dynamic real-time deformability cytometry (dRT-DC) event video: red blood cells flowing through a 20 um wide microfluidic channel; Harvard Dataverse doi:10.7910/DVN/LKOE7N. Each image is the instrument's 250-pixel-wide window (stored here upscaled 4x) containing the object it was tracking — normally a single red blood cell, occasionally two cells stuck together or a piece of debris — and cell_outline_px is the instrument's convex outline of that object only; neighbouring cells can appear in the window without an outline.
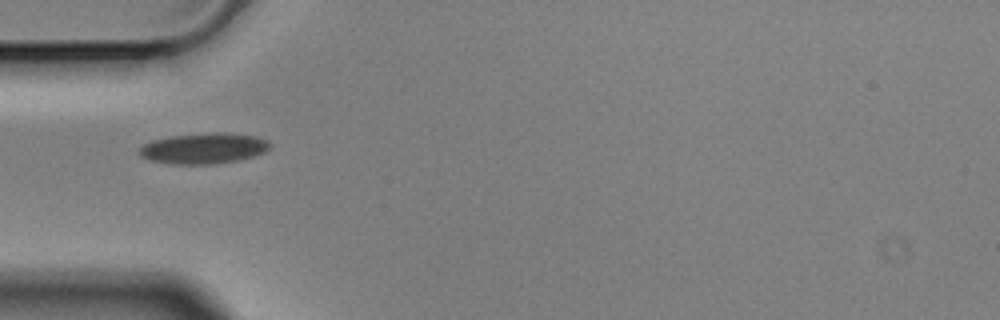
{"species": "Egyptian fruit bat (a non-hibernating species)", "species_latin": "Rousettus aegyptiacus", "temperature_condition": "cold", "stored_images_in_passage": 40, "camera_frame_rate_fps": 3000, "um_per_image_px": 0.085, "animal": {"sex": "male"}, "frame": {"image": 1, "passage_image": 1, "time_ms": 0.0, "image_size_px": [1000, 320], "cell_outline_px": [[272, 144], [264, 152], [252, 156], [236, 160], [216, 164], [172, 164], [148, 160], [140, 156], [136, 152], [144, 144], [152, 140], [172, 136], [216, 132], [224, 132], [256, 136], [268, 140]], "centroid_in_image_um": [17.29, 12.61], "position_along_channel_um": 67.7, "area_um2": 23.41}}
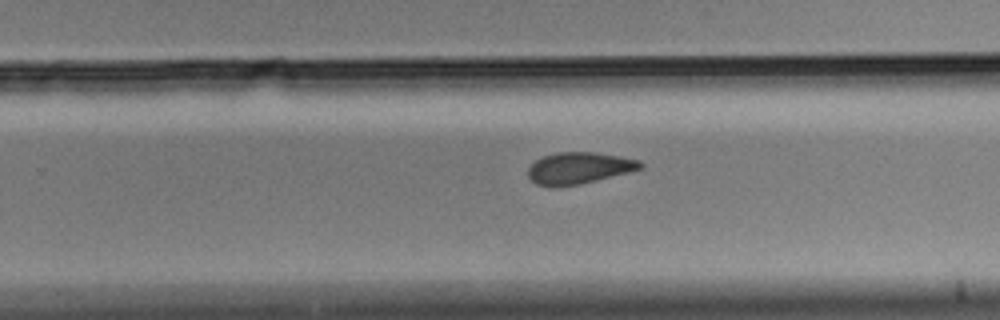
{"frame": {"image": 2, "passage_image": 19, "time_ms": 6.0, "image_size_px": [1000, 320], "cell_outline_px": [[644, 168], [580, 184], [556, 188], [548, 188], [536, 184], [528, 176], [528, 168], [536, 160], [544, 156], [556, 152], [592, 152], [640, 160], [644, 164]], "centroid_in_image_um": [49.18, 14.3], "position_along_channel_um": 280.6, "area_um2": 20.75}}
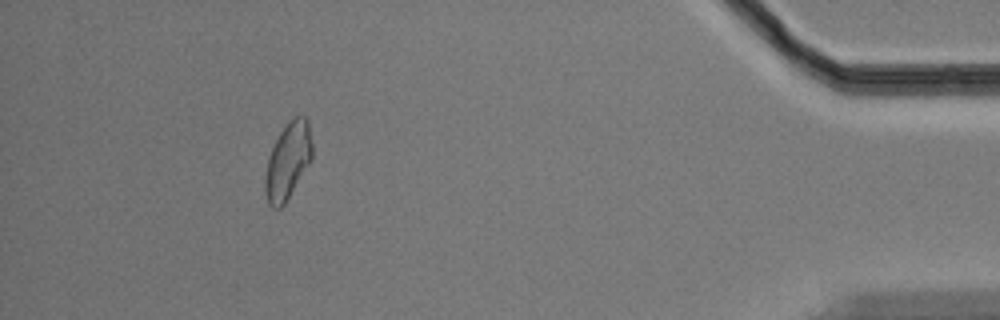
{"frame": {"image": 3, "passage_image": 35, "time_ms": 11.333, "image_size_px": [1000, 320], "cell_outline_px": [[312, 160], [284, 204], [280, 208], [272, 208], [268, 204], [264, 192], [264, 176], [268, 156], [280, 132], [288, 120], [296, 116], [304, 116], [308, 120], [312, 144]], "centroid_in_image_um": [24.45, 13.69], "position_along_channel_um": 410.7, "area_um2": 21.15}, "authors_computed_cell_mechanics": {"area_um2": 21.5594, "velocity_mm_per_s": 3.5385, "shape_relaxation_time_tau1_ms": 7.0695, "shape_relaxation_time_tau2_ms": 5.4427, "deformation_change_tau1": 0.1283, "deformation_change_tau2": 0.1113}}